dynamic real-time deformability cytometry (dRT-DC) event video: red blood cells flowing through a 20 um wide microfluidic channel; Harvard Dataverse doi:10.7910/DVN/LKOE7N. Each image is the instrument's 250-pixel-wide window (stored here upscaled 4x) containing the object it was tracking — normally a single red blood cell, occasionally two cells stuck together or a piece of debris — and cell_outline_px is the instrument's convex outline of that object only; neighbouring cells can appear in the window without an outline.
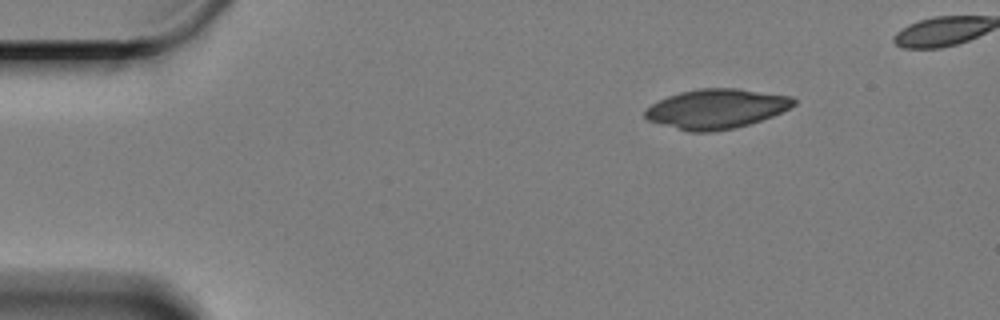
{"species": "Egyptian fruit bat (a non-hibernating species)", "species_latin": "Rousettus aegyptiacus", "temperature_condition": "cold", "stored_images_in_passage": 21, "camera_frame_rate_fps": 3000, "um_per_image_px": 0.085, "animal": {"sex": "female"}, "frame": {"image": 1, "passage_image": 1, "time_ms": 0.0, "image_size_px": [1000, 320], "cell_outline_px": [[796, 104], [772, 116], [748, 124], [732, 128], [712, 132], [688, 132], [648, 120], [644, 116], [644, 108], [668, 96], [680, 92], [700, 88], [736, 88], [792, 96], [796, 100]], "centroid_in_image_um": [60.87, 9.24], "position_along_channel_um": 24.1, "area_um2": 34.16}}
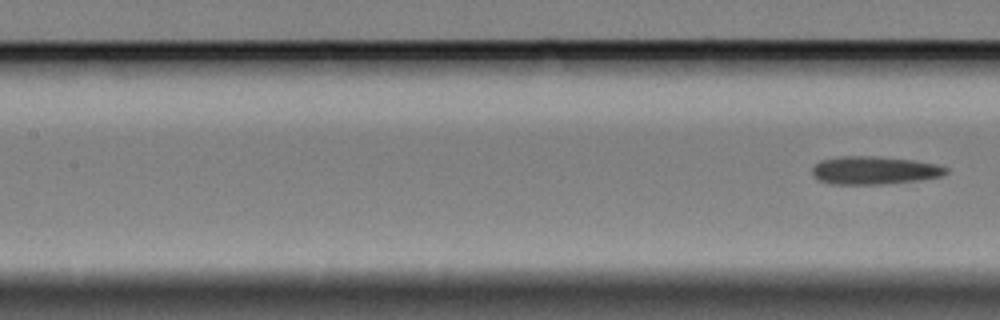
{"frame": {"image": 2, "passage_image": 21, "time_ms": 6.667, "image_size_px": [1000, 320], "cell_outline_px": [[948, 172], [940, 176], [920, 180], [880, 184], [832, 184], [816, 180], [812, 176], [812, 164], [820, 160], [840, 156], [876, 156], [912, 160], [936, 164], [948, 168]], "centroid_in_image_um": [74.24, 14.47], "position_along_channel_um": 133.2, "area_um2": 22.02}}